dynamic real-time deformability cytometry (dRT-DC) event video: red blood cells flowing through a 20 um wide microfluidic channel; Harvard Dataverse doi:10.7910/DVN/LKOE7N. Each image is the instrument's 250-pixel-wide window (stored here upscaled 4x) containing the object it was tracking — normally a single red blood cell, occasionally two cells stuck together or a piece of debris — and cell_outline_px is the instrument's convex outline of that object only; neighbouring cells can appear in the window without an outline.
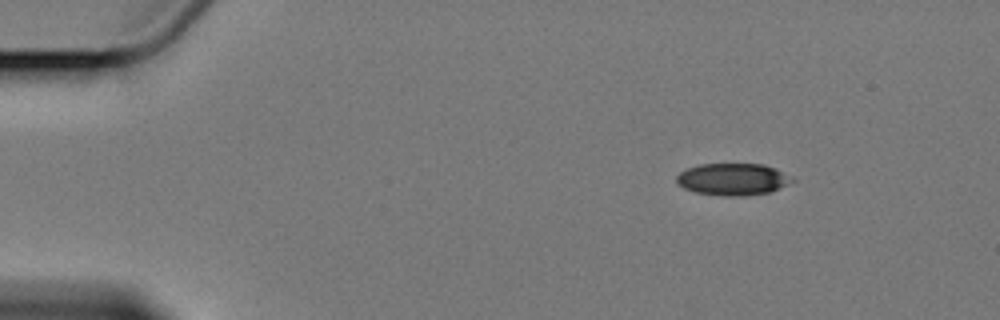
{"species": "Egyptian fruit bat (a non-hibernating species)", "species_latin": "Rousettus aegyptiacus", "temperature_condition": "cold", "stored_images_in_passage": 4, "camera_frame_rate_fps": 3000, "um_per_image_px": 0.085, "animal": {"sex": "female"}, "frame": {"image": 1, "passage_image": 2, "time_ms": 1.333, "image_size_px": [1000, 320], "cell_outline_px": [[796, 180], [788, 184], [768, 192], [744, 196], [720, 196], [696, 192], [684, 188], [676, 180], [676, 176], [680, 172], [688, 168], [700, 164], [764, 164], [776, 168], [796, 176]], "centroid_in_image_um": [62.35, 15.23], "position_along_channel_um": 22.6, "area_um2": 21.73}}
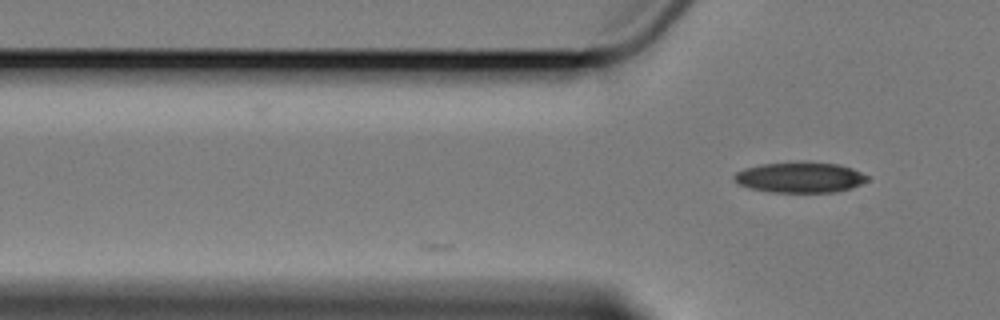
{"frame": {"image": 2, "passage_image": 4, "time_ms": 4.667, "image_size_px": [1000, 320], "cell_outline_px": [[868, 180], [852, 188], [836, 192], [772, 192], [752, 188], [740, 184], [732, 176], [736, 172], [744, 168], [760, 164], [840, 164], [852, 168], [868, 176]], "centroid_in_image_um": [68.02, 15.11], "position_along_channel_um": 57.8, "area_um2": 22.89}}